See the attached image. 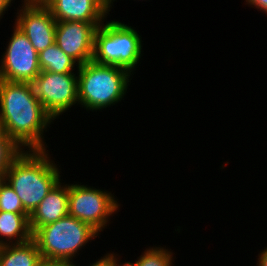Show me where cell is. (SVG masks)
<instances>
[{
	"mask_svg": "<svg viewBox=\"0 0 267 266\" xmlns=\"http://www.w3.org/2000/svg\"><path fill=\"white\" fill-rule=\"evenodd\" d=\"M46 7L59 21L104 23L110 6L104 0H51Z\"/></svg>",
	"mask_w": 267,
	"mask_h": 266,
	"instance_id": "cell-11",
	"label": "cell"
},
{
	"mask_svg": "<svg viewBox=\"0 0 267 266\" xmlns=\"http://www.w3.org/2000/svg\"><path fill=\"white\" fill-rule=\"evenodd\" d=\"M39 67L41 71L53 73H77L79 64L66 55L56 43L50 45L45 50L38 53Z\"/></svg>",
	"mask_w": 267,
	"mask_h": 266,
	"instance_id": "cell-15",
	"label": "cell"
},
{
	"mask_svg": "<svg viewBox=\"0 0 267 266\" xmlns=\"http://www.w3.org/2000/svg\"><path fill=\"white\" fill-rule=\"evenodd\" d=\"M31 85L34 95L53 120L59 119L75 104L79 105L77 73L41 71Z\"/></svg>",
	"mask_w": 267,
	"mask_h": 266,
	"instance_id": "cell-7",
	"label": "cell"
},
{
	"mask_svg": "<svg viewBox=\"0 0 267 266\" xmlns=\"http://www.w3.org/2000/svg\"><path fill=\"white\" fill-rule=\"evenodd\" d=\"M105 22L95 31L92 61L124 68L133 76L144 52L142 37L129 23Z\"/></svg>",
	"mask_w": 267,
	"mask_h": 266,
	"instance_id": "cell-4",
	"label": "cell"
},
{
	"mask_svg": "<svg viewBox=\"0 0 267 266\" xmlns=\"http://www.w3.org/2000/svg\"><path fill=\"white\" fill-rule=\"evenodd\" d=\"M99 236L89 224L67 215L40 227L33 234V239L42 258L76 262L74 258L80 254L82 247Z\"/></svg>",
	"mask_w": 267,
	"mask_h": 266,
	"instance_id": "cell-5",
	"label": "cell"
},
{
	"mask_svg": "<svg viewBox=\"0 0 267 266\" xmlns=\"http://www.w3.org/2000/svg\"><path fill=\"white\" fill-rule=\"evenodd\" d=\"M23 150L0 128V180Z\"/></svg>",
	"mask_w": 267,
	"mask_h": 266,
	"instance_id": "cell-17",
	"label": "cell"
},
{
	"mask_svg": "<svg viewBox=\"0 0 267 266\" xmlns=\"http://www.w3.org/2000/svg\"><path fill=\"white\" fill-rule=\"evenodd\" d=\"M131 75L124 68L94 61L80 65L77 69L80 107L97 112L121 102L131 84Z\"/></svg>",
	"mask_w": 267,
	"mask_h": 266,
	"instance_id": "cell-3",
	"label": "cell"
},
{
	"mask_svg": "<svg viewBox=\"0 0 267 266\" xmlns=\"http://www.w3.org/2000/svg\"><path fill=\"white\" fill-rule=\"evenodd\" d=\"M75 266H79L76 265ZM87 266H113V251L106 253L104 256L100 257V259H97L95 262L90 263Z\"/></svg>",
	"mask_w": 267,
	"mask_h": 266,
	"instance_id": "cell-20",
	"label": "cell"
},
{
	"mask_svg": "<svg viewBox=\"0 0 267 266\" xmlns=\"http://www.w3.org/2000/svg\"><path fill=\"white\" fill-rule=\"evenodd\" d=\"M74 183L69 184L68 215L89 224L101 234L109 226L110 217L119 212L118 199L111 191Z\"/></svg>",
	"mask_w": 267,
	"mask_h": 266,
	"instance_id": "cell-6",
	"label": "cell"
},
{
	"mask_svg": "<svg viewBox=\"0 0 267 266\" xmlns=\"http://www.w3.org/2000/svg\"><path fill=\"white\" fill-rule=\"evenodd\" d=\"M62 181L64 180H60L54 186L30 215V228L33 234L40 227L68 215L69 184H64Z\"/></svg>",
	"mask_w": 267,
	"mask_h": 266,
	"instance_id": "cell-12",
	"label": "cell"
},
{
	"mask_svg": "<svg viewBox=\"0 0 267 266\" xmlns=\"http://www.w3.org/2000/svg\"><path fill=\"white\" fill-rule=\"evenodd\" d=\"M109 6H110V11H111V8H113L112 6H114L113 2L116 1V0H104Z\"/></svg>",
	"mask_w": 267,
	"mask_h": 266,
	"instance_id": "cell-26",
	"label": "cell"
},
{
	"mask_svg": "<svg viewBox=\"0 0 267 266\" xmlns=\"http://www.w3.org/2000/svg\"><path fill=\"white\" fill-rule=\"evenodd\" d=\"M0 211L28 214L15 190L4 180H0Z\"/></svg>",
	"mask_w": 267,
	"mask_h": 266,
	"instance_id": "cell-18",
	"label": "cell"
},
{
	"mask_svg": "<svg viewBox=\"0 0 267 266\" xmlns=\"http://www.w3.org/2000/svg\"><path fill=\"white\" fill-rule=\"evenodd\" d=\"M120 260H121V257L119 256V254H117V252L116 253L113 252V266H138V264L135 261L134 262L125 261L123 263Z\"/></svg>",
	"mask_w": 267,
	"mask_h": 266,
	"instance_id": "cell-22",
	"label": "cell"
},
{
	"mask_svg": "<svg viewBox=\"0 0 267 266\" xmlns=\"http://www.w3.org/2000/svg\"><path fill=\"white\" fill-rule=\"evenodd\" d=\"M13 1L15 0H0V20L4 18V14L6 11L8 12V9L11 7Z\"/></svg>",
	"mask_w": 267,
	"mask_h": 266,
	"instance_id": "cell-23",
	"label": "cell"
},
{
	"mask_svg": "<svg viewBox=\"0 0 267 266\" xmlns=\"http://www.w3.org/2000/svg\"><path fill=\"white\" fill-rule=\"evenodd\" d=\"M12 35L0 59V79L31 83L41 72L38 52L24 32L13 25Z\"/></svg>",
	"mask_w": 267,
	"mask_h": 266,
	"instance_id": "cell-8",
	"label": "cell"
},
{
	"mask_svg": "<svg viewBox=\"0 0 267 266\" xmlns=\"http://www.w3.org/2000/svg\"><path fill=\"white\" fill-rule=\"evenodd\" d=\"M49 150H24L9 166L4 181L20 198L31 215L40 202L62 180L61 167L51 159Z\"/></svg>",
	"mask_w": 267,
	"mask_h": 266,
	"instance_id": "cell-2",
	"label": "cell"
},
{
	"mask_svg": "<svg viewBox=\"0 0 267 266\" xmlns=\"http://www.w3.org/2000/svg\"><path fill=\"white\" fill-rule=\"evenodd\" d=\"M245 3L251 6L250 8L255 7V9L267 14V0H245Z\"/></svg>",
	"mask_w": 267,
	"mask_h": 266,
	"instance_id": "cell-21",
	"label": "cell"
},
{
	"mask_svg": "<svg viewBox=\"0 0 267 266\" xmlns=\"http://www.w3.org/2000/svg\"><path fill=\"white\" fill-rule=\"evenodd\" d=\"M41 254L36 241L0 246V266H38Z\"/></svg>",
	"mask_w": 267,
	"mask_h": 266,
	"instance_id": "cell-14",
	"label": "cell"
},
{
	"mask_svg": "<svg viewBox=\"0 0 267 266\" xmlns=\"http://www.w3.org/2000/svg\"><path fill=\"white\" fill-rule=\"evenodd\" d=\"M32 238L29 214L0 211V246L20 244Z\"/></svg>",
	"mask_w": 267,
	"mask_h": 266,
	"instance_id": "cell-13",
	"label": "cell"
},
{
	"mask_svg": "<svg viewBox=\"0 0 267 266\" xmlns=\"http://www.w3.org/2000/svg\"><path fill=\"white\" fill-rule=\"evenodd\" d=\"M257 259V266H267V247L260 251Z\"/></svg>",
	"mask_w": 267,
	"mask_h": 266,
	"instance_id": "cell-24",
	"label": "cell"
},
{
	"mask_svg": "<svg viewBox=\"0 0 267 266\" xmlns=\"http://www.w3.org/2000/svg\"><path fill=\"white\" fill-rule=\"evenodd\" d=\"M50 1L51 0H22L21 2L32 6H46Z\"/></svg>",
	"mask_w": 267,
	"mask_h": 266,
	"instance_id": "cell-25",
	"label": "cell"
},
{
	"mask_svg": "<svg viewBox=\"0 0 267 266\" xmlns=\"http://www.w3.org/2000/svg\"><path fill=\"white\" fill-rule=\"evenodd\" d=\"M38 266H75V262L41 258Z\"/></svg>",
	"mask_w": 267,
	"mask_h": 266,
	"instance_id": "cell-19",
	"label": "cell"
},
{
	"mask_svg": "<svg viewBox=\"0 0 267 266\" xmlns=\"http://www.w3.org/2000/svg\"><path fill=\"white\" fill-rule=\"evenodd\" d=\"M14 24L19 27L39 53L55 43L56 20L46 6L21 4Z\"/></svg>",
	"mask_w": 267,
	"mask_h": 266,
	"instance_id": "cell-10",
	"label": "cell"
},
{
	"mask_svg": "<svg viewBox=\"0 0 267 266\" xmlns=\"http://www.w3.org/2000/svg\"><path fill=\"white\" fill-rule=\"evenodd\" d=\"M103 23L83 21L56 22L55 43L79 65L92 61L94 51V35Z\"/></svg>",
	"mask_w": 267,
	"mask_h": 266,
	"instance_id": "cell-9",
	"label": "cell"
},
{
	"mask_svg": "<svg viewBox=\"0 0 267 266\" xmlns=\"http://www.w3.org/2000/svg\"><path fill=\"white\" fill-rule=\"evenodd\" d=\"M53 121L31 83L0 79V128L23 151L47 150L44 133Z\"/></svg>",
	"mask_w": 267,
	"mask_h": 266,
	"instance_id": "cell-1",
	"label": "cell"
},
{
	"mask_svg": "<svg viewBox=\"0 0 267 266\" xmlns=\"http://www.w3.org/2000/svg\"><path fill=\"white\" fill-rule=\"evenodd\" d=\"M158 246L146 248L135 261L138 266H174V252L166 249V246Z\"/></svg>",
	"mask_w": 267,
	"mask_h": 266,
	"instance_id": "cell-16",
	"label": "cell"
}]
</instances>
